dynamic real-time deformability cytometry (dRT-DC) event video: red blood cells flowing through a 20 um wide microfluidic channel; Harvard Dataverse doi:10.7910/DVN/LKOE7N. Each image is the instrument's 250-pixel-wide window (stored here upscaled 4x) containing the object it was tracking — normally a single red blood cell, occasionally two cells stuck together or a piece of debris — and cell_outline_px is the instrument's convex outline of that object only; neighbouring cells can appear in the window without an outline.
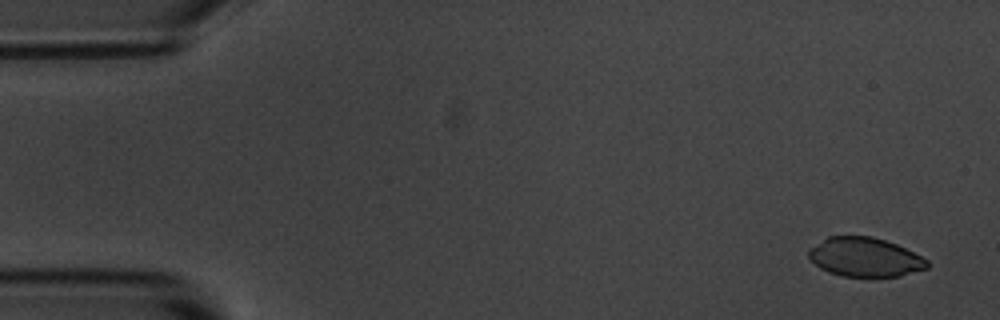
{"species": "common noctule bat (a hibernating species)", "species_latin": "Nyctalus noctula", "temperature_condition": "room temperature", "stored_images_in_passage": 8, "camera_frame_rate_fps": 3000, "um_per_image_px": 0.085, "animal": {"sex": "male", "body_mass_g": 20.1, "forearm_length_mm": 53.5}, "frame": {"image": 1, "passage_image": 1, "time_ms": 0.0, "image_size_px": [1000, 320], "cell_outline_px": [[928, 268], [900, 276], [840, 276], [828, 272], [820, 268], [808, 256], [808, 248], [828, 236], [872, 236], [896, 244], [928, 260]], "centroid_in_image_um": [73.49, 21.85], "position_along_channel_um": 11.5, "area_um2": 26.88}}